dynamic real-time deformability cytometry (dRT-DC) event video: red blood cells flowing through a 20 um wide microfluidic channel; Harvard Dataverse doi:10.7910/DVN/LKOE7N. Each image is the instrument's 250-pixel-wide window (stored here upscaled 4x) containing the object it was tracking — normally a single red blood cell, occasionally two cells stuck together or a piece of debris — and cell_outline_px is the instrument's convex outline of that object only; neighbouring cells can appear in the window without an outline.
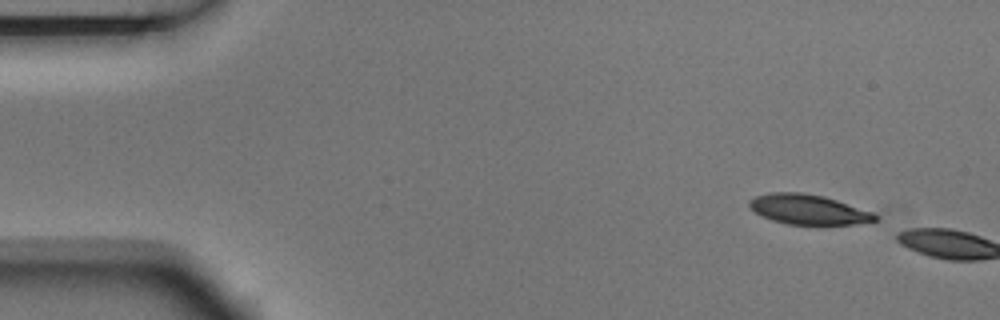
{"species": "Egyptian fruit bat (a non-hibernating species)", "species_latin": "Rousettus aegyptiacus", "temperature_condition": "room temperature", "stored_images_in_passage": 2, "camera_frame_rate_fps": 3000, "um_per_image_px": 0.085, "animal": {"sex": "male"}, "frame": {"image": 1, "passage_image": 1, "time_ms": 0.0, "image_size_px": [1000, 320], "cell_outline_px": [[876, 220], [856, 224], [788, 224], [772, 220], [756, 212], [748, 204], [748, 200], [756, 196], [768, 192], [804, 192], [824, 196], [872, 212], [876, 216]], "centroid_in_image_um": [68.67, 17.78], "position_along_channel_um": 16.3, "area_um2": 21.62}}